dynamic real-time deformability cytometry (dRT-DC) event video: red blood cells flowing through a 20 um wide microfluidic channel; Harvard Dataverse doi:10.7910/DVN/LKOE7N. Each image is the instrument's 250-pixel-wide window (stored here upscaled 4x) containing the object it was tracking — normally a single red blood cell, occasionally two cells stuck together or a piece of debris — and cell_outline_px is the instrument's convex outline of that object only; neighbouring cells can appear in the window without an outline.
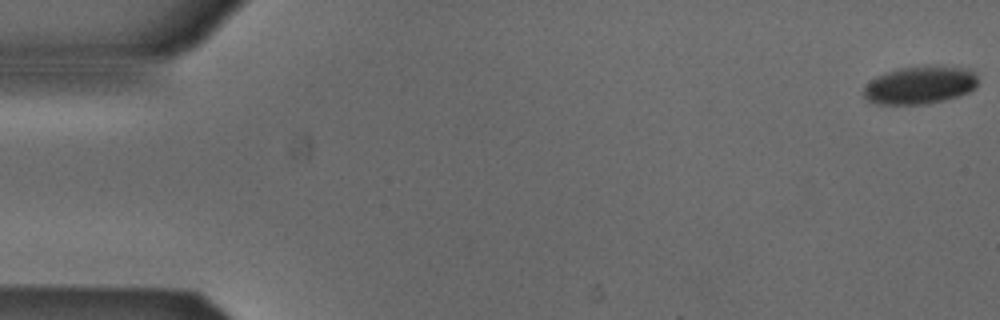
{"species": "Egyptian fruit bat (a non-hibernating species)", "species_latin": "Rousettus aegyptiacus", "temperature_condition": "cold", "stored_images_in_passage": 55, "camera_frame_rate_fps": 3000, "um_per_image_px": 0.085, "animal": {"sex": "male"}, "frame": {"image": 1, "passage_image": 1, "time_ms": 0.0, "image_size_px": [1000, 320], "cell_outline_px": [[976, 88], [960, 96], [928, 104], [880, 104], [868, 100], [864, 96], [864, 84], [876, 76], [884, 72], [900, 68], [940, 64], [960, 68], [972, 72], [976, 76]], "centroid_in_image_um": [78.17, 7.22], "position_along_channel_um": 6.8, "area_um2": 25.37}}
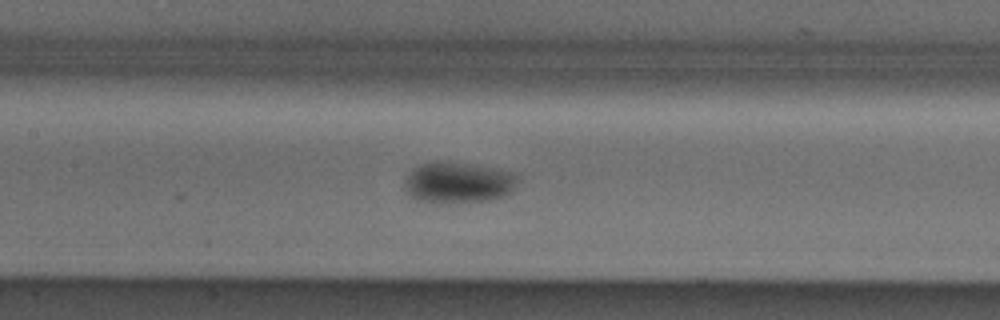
{"frame": {"image": 2, "passage_image": 26, "time_ms": 8.333, "image_size_px": [1000, 320], "cell_outline_px": [[516, 180], [512, 192], [488, 200], [440, 204], [416, 200], [404, 188], [404, 184], [408, 176], [420, 164], [432, 160], [448, 160], [516, 172]], "centroid_in_image_um": [38.92, 15.5], "position_along_channel_um": 168.5, "area_um2": 27.22}}
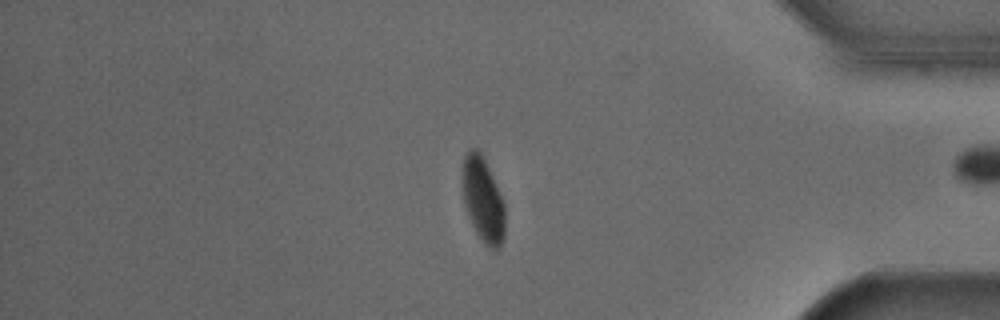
{"frame": {"image": 3, "passage_image": 46, "time_ms": 15.0, "image_size_px": [1000, 320], "cell_outline_px": [[504, 240], [500, 248], [496, 252], [488, 248], [480, 240], [468, 216], [464, 204], [460, 176], [460, 168], [464, 156], [468, 148], [476, 148], [480, 152], [504, 200]], "centroid_in_image_um": [41.02, 16.99], "position_along_channel_um": 394.2, "area_um2": 21.68}, "authors_computed_cell_mechanics": {"area_um2": 23.4668, "velocity_mm_per_s": 3.8378, "shape_relaxation_time_tau1_ms": 1.4497, "shape_relaxation_time_tau2_ms": 8.0465, "deformation_change_tau1": 0.0725, "deformation_change_tau2": 0.0449}}